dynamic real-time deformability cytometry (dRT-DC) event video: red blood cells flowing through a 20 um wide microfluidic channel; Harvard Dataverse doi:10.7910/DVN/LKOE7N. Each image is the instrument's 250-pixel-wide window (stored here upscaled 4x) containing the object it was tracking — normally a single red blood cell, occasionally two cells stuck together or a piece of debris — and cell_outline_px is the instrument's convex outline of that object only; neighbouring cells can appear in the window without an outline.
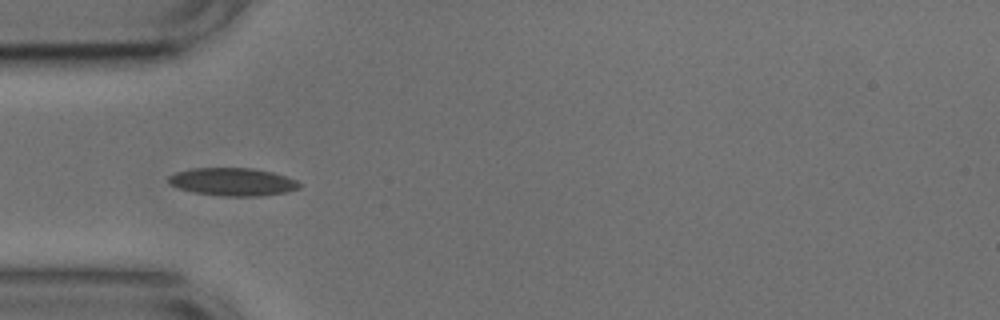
{"species": "common noctule bat (a hibernating species)", "species_latin": "Nyctalus noctula", "temperature_condition": "cold", "stored_images_in_passage": 4, "camera_frame_rate_fps": 3000, "um_per_image_px": 0.085, "animal": {"sex": "male", "body_mass_g": 17.9, "forearm_length_mm": 54.2}, "frame": {"image": 1, "passage_image": 1, "time_ms": 0.0, "image_size_px": [1000, 320], "cell_outline_px": [[300, 188], [284, 192], [260, 196], [224, 196], [192, 192], [168, 184], [168, 176], [176, 172], [192, 168], [252, 168], [272, 172], [296, 180], [300, 184]], "centroid_in_image_um": [19.74, 15.45], "position_along_channel_um": 65.3, "area_um2": 21.15}}